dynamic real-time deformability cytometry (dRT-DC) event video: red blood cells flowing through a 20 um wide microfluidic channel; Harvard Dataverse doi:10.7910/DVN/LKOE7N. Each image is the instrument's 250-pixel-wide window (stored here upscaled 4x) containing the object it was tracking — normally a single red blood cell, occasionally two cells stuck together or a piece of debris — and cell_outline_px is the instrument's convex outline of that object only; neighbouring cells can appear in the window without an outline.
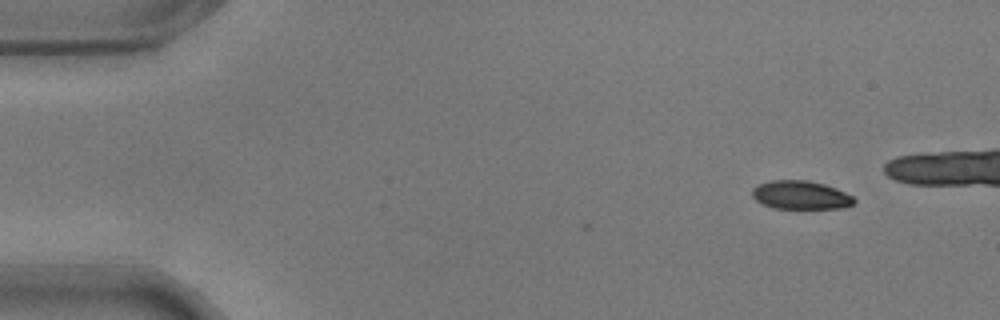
{"species": "common noctule bat (a hibernating species)", "species_latin": "Nyctalus noctula", "temperature_condition": "warm", "stored_images_in_passage": 3, "camera_frame_rate_fps": 3000, "um_per_image_px": 0.085, "animal": {"sex": "male", "body_mass_g": 17.9}, "frame": {"image": 1, "passage_image": 3, "time_ms": 0.667, "image_size_px": [1000, 320], "cell_outline_px": [[856, 200], [852, 204], [840, 208], [772, 208], [760, 204], [752, 196], [752, 188], [760, 184], [772, 180], [808, 180], [824, 184], [836, 188], [852, 196]], "centroid_in_image_um": [68.02, 16.58], "position_along_channel_um": 17.0, "area_um2": 16.88}}